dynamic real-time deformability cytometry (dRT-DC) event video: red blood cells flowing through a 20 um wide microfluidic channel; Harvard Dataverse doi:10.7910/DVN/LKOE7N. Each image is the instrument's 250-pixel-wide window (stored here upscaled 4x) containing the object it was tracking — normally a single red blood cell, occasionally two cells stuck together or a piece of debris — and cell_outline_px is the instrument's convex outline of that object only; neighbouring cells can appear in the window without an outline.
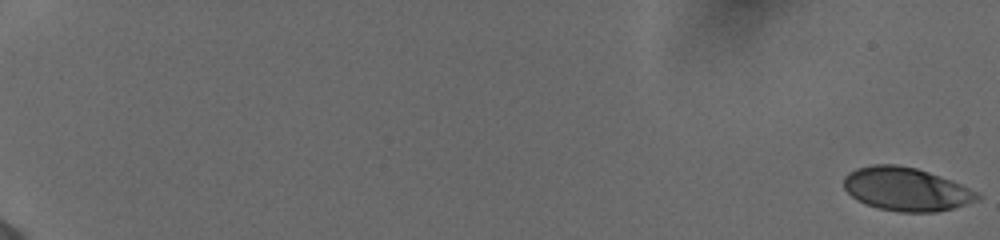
{"species": "human", "species_latin": "Homo sapiens", "temperature_condition": "cold", "stored_images_in_passage": 56, "camera_frame_rate_fps": 3000, "um_per_image_px": 0.085, "donor": {"sex": "female"}, "frame": {"image": 1, "passage_image": 1, "time_ms": 0.0, "image_size_px": [1000, 240], "cell_outline_px": [[980, 200], [952, 208], [936, 212], [900, 212], [876, 208], [864, 204], [856, 200], [844, 188], [844, 176], [848, 172], [856, 168], [872, 164], [896, 164], [916, 168], [940, 176], [980, 192]], "centroid_in_image_um": [77.01, 16.08], "position_along_channel_um": 8.0, "area_um2": 33.99}}
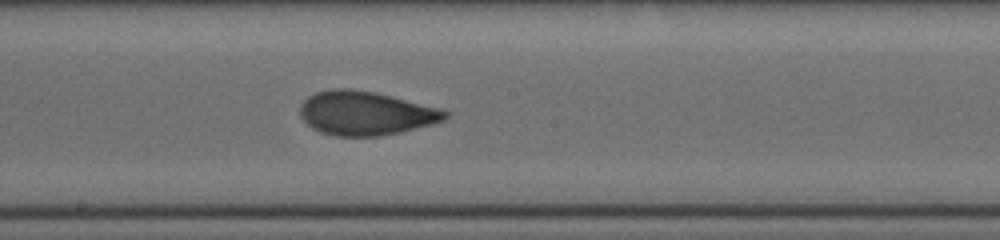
{"frame": {"image": 2, "passage_image": 35, "time_ms": 11.333, "image_size_px": [1000, 240], "cell_outline_px": [[448, 116], [444, 120], [432, 124], [400, 132], [380, 136], [332, 136], [320, 132], [312, 128], [300, 116], [300, 104], [308, 96], [316, 92], [328, 88], [348, 88], [372, 92], [440, 108], [448, 112]], "centroid_in_image_um": [31.03, 9.63], "position_along_channel_um": 217.2, "area_um2": 36.99}}
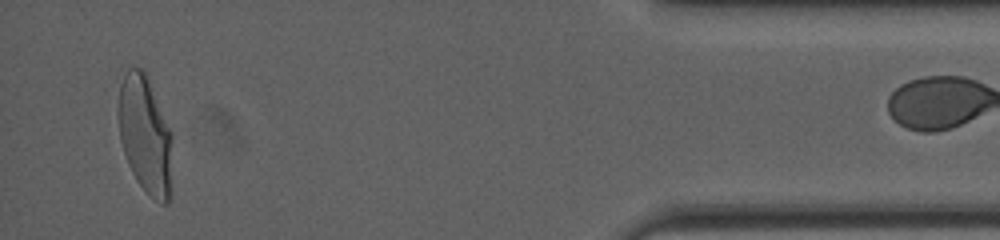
{"frame": {"image": 3, "passage_image": 55, "time_ms": 18.0, "image_size_px": [1000, 240], "cell_outline_px": [[172, 140], [168, 204], [160, 204], [136, 180], [128, 164], [120, 140], [120, 84], [128, 68], [140, 68], [144, 72], [148, 80], [172, 132]], "centroid_in_image_um": [12.35, 11.47], "position_along_channel_um": 422.8, "area_um2": 35.89}}